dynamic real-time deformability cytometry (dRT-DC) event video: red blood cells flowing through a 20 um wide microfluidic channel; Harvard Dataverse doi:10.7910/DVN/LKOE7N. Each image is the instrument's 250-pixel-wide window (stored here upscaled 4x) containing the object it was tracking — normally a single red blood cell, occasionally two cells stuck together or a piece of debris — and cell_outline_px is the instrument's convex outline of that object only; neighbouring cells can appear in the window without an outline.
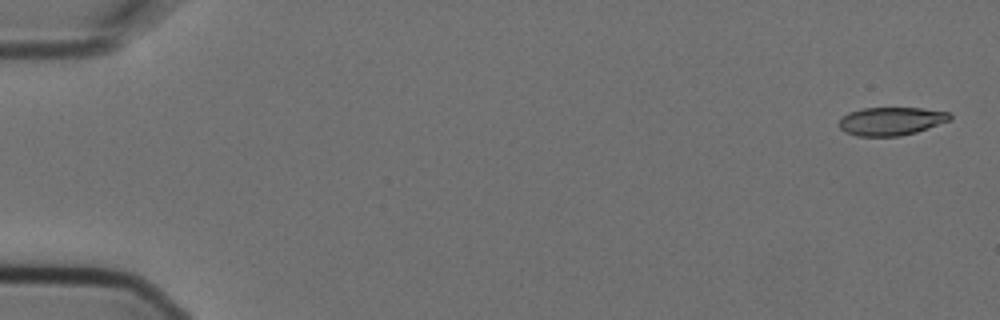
{"species": "Egyptian fruit bat (a non-hibernating species)", "species_latin": "Rousettus aegyptiacus", "temperature_condition": "cold", "stored_images_in_passage": 7, "camera_frame_rate_fps": 3000, "um_per_image_px": 0.085, "animal": {"sex": "female"}, "frame": {"image": 1, "passage_image": 1, "time_ms": 0.0, "image_size_px": [1000, 320], "cell_outline_px": [[952, 120], [916, 132], [900, 136], [856, 136], [844, 132], [836, 124], [848, 112], [864, 108], [920, 108], [948, 112], [952, 116]], "centroid_in_image_um": [75.73, 10.3], "position_along_channel_um": 9.3, "area_um2": 18.32}}
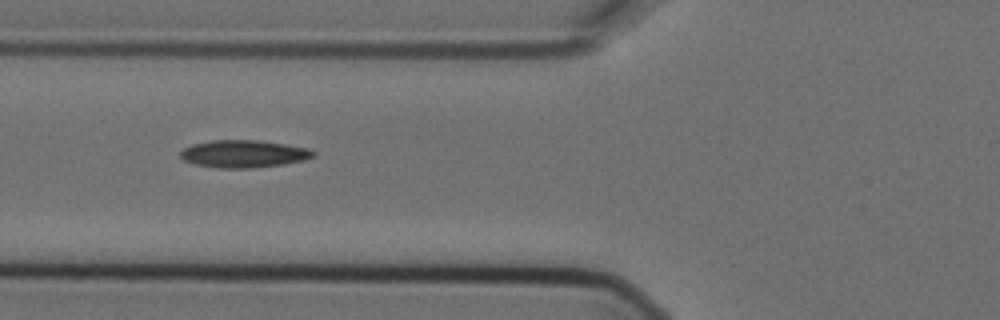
{"frame": {"image": 2, "passage_image": 6, "time_ms": 1.667, "image_size_px": [1000, 320], "cell_outline_px": [[316, 156], [304, 160], [284, 164], [252, 168], [216, 168], [196, 164], [184, 160], [180, 156], [180, 152], [184, 148], [192, 144], [212, 140], [260, 140], [312, 148], [316, 152]], "centroid_in_image_um": [20.77, 13.07], "position_along_channel_um": 105.0, "area_um2": 21.5}}
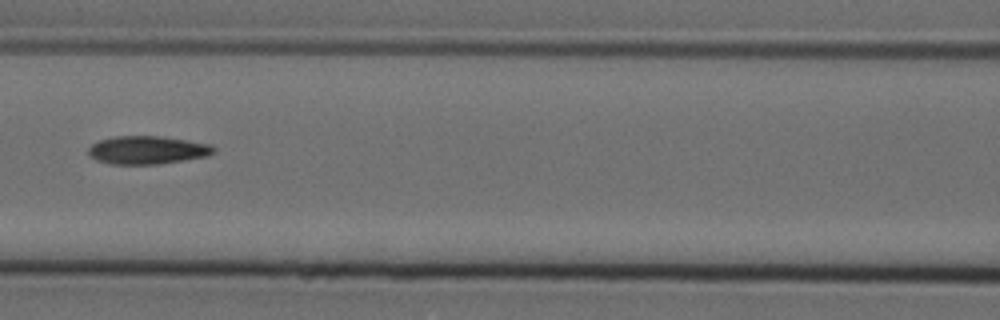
{"frame": {"image": 3, "passage_image": 7, "time_ms": 2.0, "image_size_px": [1000, 320], "cell_outline_px": [[216, 152], [208, 156], [160, 164], [112, 164], [96, 160], [88, 156], [88, 148], [92, 144], [100, 140], [116, 136], [160, 136], [212, 144], [216, 148]], "centroid_in_image_um": [12.54, 12.76], "position_along_channel_um": 154.1, "area_um2": 20.69}}